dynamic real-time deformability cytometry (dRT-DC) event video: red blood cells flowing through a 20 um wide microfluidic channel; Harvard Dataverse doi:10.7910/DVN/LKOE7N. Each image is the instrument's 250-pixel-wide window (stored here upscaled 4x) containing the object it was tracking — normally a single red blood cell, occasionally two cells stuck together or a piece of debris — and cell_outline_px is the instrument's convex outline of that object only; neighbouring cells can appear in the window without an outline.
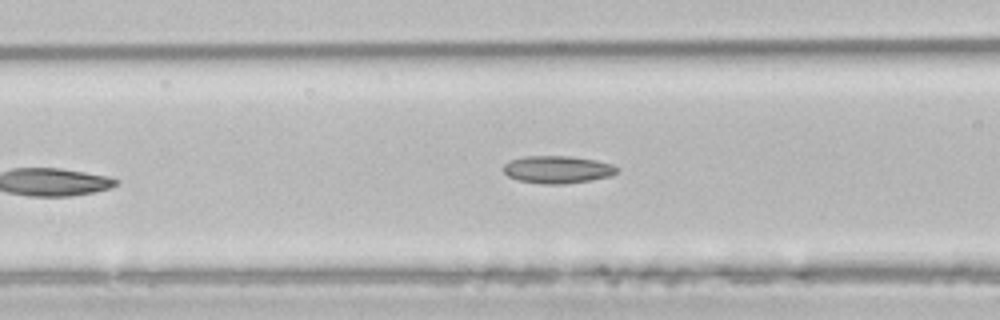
{"species": "common noctule bat (a hibernating species)", "species_latin": "Nyctalus noctula", "temperature_condition": "room temperature", "stored_images_in_passage": 5, "camera_frame_rate_fps": 3000, "um_per_image_px": 0.085, "animal": {"sex": "male", "body_mass_g": 21.5, "forearm_length_mm": 52.0}, "frame": {"image": 1, "passage_image": 5, "time_ms": 6.667, "image_size_px": [1000, 320], "cell_outline_px": [[620, 168], [612, 176], [564, 184], [544, 184], [520, 180], [508, 176], [504, 172], [504, 164], [512, 160], [524, 156], [572, 156], [596, 160], [612, 164]], "centroid_in_image_um": [47.42, 14.4], "position_along_channel_um": 119.2, "area_um2": 18.09}}